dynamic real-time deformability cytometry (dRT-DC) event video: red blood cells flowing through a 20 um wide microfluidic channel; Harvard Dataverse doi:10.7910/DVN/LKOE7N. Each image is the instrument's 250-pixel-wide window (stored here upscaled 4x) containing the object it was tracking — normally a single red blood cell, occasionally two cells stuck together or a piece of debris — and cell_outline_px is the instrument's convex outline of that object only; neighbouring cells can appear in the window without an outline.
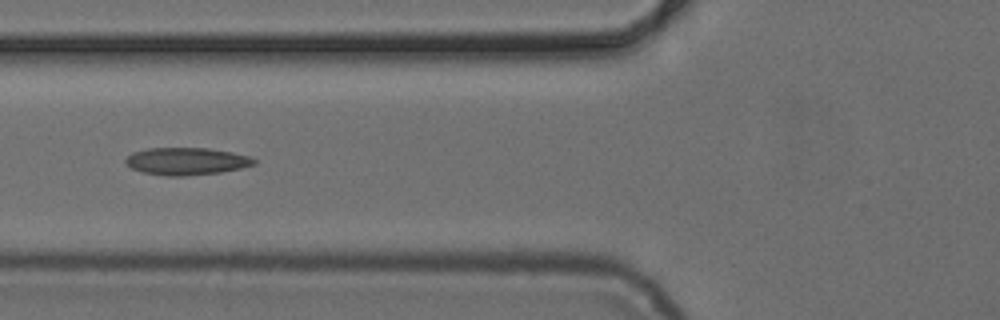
{"species": "common noctule bat (a hibernating species)", "species_latin": "Nyctalus noctula", "temperature_condition": "cold", "stored_images_in_passage": 6, "camera_frame_rate_fps": 3000, "um_per_image_px": 0.085, "animal": {"sex": "female", "body_mass_g": 24.6, "forearm_length_mm": 56.2}, "frame": {"image": 1, "passage_image": 3, "time_ms": 2.333, "image_size_px": [1000, 320], "cell_outline_px": [[256, 164], [240, 168], [220, 172], [184, 176], [164, 176], [144, 172], [132, 168], [124, 164], [124, 160], [132, 152], [148, 148], [208, 148], [232, 152], [248, 156], [256, 160]], "centroid_in_image_um": [15.82, 13.7], "position_along_channel_um": 110.0, "area_um2": 20.46}}
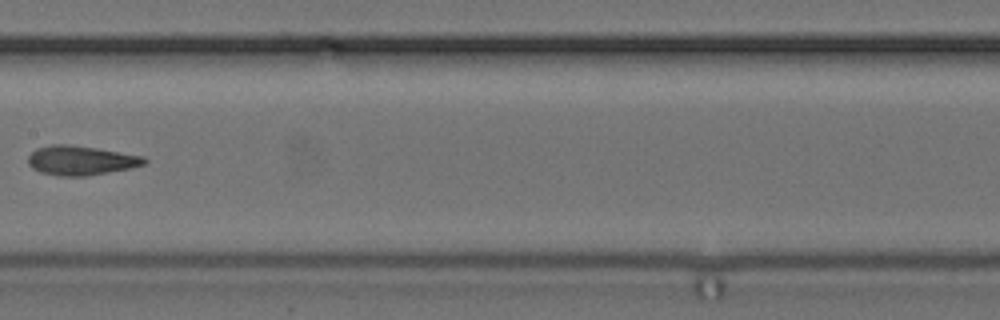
{"frame": {"image": 2, "passage_image": 5, "time_ms": 4.667, "image_size_px": [1000, 320], "cell_outline_px": [[148, 164], [132, 168], [88, 176], [60, 176], [40, 172], [32, 168], [28, 164], [28, 156], [36, 148], [52, 144], [68, 144], [96, 148], [144, 156], [148, 160]], "centroid_in_image_um": [6.9, 13.64], "position_along_channel_um": 200.5, "area_um2": 20.11}}
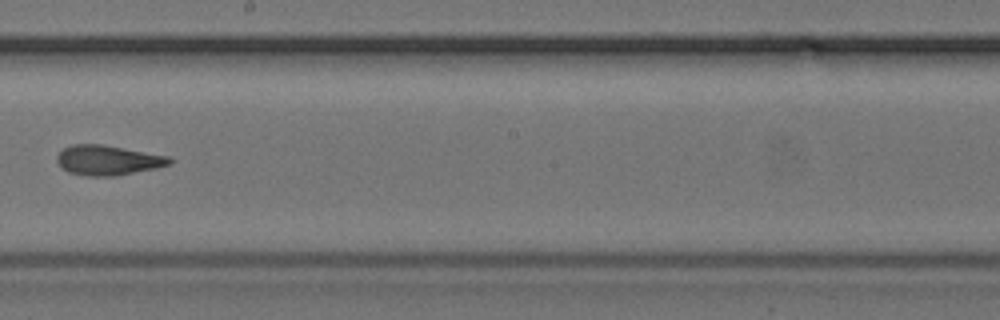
{"frame": {"image": 3, "passage_image": 6, "time_ms": 5.667, "image_size_px": [1000, 320], "cell_outline_px": [[176, 160], [172, 164], [156, 168], [116, 176], [84, 176], [68, 172], [56, 160], [56, 156], [64, 148], [72, 144], [104, 144], [168, 156]], "centroid_in_image_um": [9.21, 13.62], "position_along_channel_um": 239.0, "area_um2": 19.77}}